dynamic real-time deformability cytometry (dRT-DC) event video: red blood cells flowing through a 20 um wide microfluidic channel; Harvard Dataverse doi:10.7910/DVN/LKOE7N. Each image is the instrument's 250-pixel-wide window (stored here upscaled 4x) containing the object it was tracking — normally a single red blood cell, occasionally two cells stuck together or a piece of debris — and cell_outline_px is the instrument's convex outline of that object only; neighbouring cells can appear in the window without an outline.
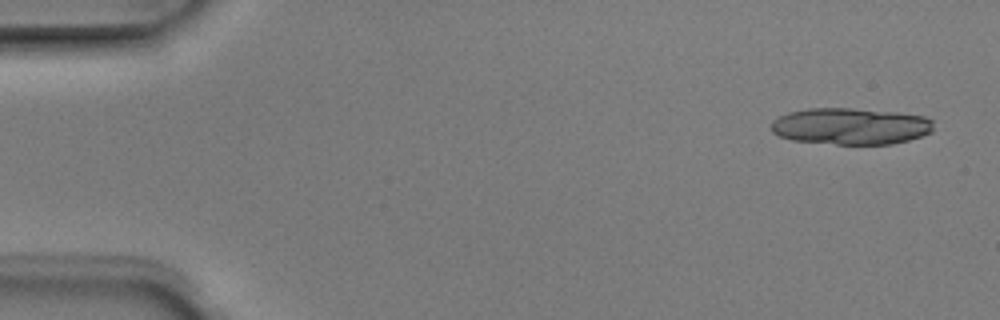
{"species": "Egyptian fruit bat (a non-hibernating species)", "species_latin": "Rousettus aegyptiacus", "temperature_condition": "room temperature", "stored_images_in_passage": 4, "camera_frame_rate_fps": 3000, "um_per_image_px": 0.085, "animal": {"sex": "male"}, "frame": {"image": 1, "passage_image": 1, "time_ms": 0.0, "image_size_px": [1000, 320], "cell_outline_px": [[932, 132], [908, 140], [892, 144], [836, 144], [792, 140], [780, 136], [772, 132], [772, 120], [788, 112], [808, 108], [852, 108], [896, 112], [924, 116], [932, 120]], "centroid_in_image_um": [72.29, 10.72], "position_along_channel_um": 12.7, "area_um2": 34.62}}